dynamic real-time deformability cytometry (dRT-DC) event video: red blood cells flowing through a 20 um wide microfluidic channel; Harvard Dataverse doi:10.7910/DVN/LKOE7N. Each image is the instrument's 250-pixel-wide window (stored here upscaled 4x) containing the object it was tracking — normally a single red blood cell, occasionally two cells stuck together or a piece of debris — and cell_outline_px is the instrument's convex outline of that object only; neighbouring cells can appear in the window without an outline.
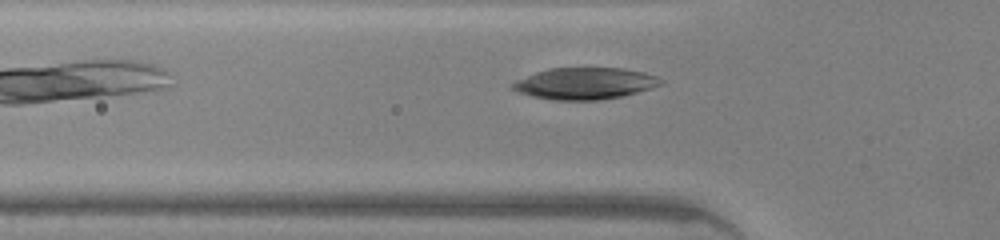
{"species": "common noctule bat (a hibernating species)", "species_latin": "Nyctalus noctula", "temperature_condition": "warm", "stored_images_in_passage": 26, "camera_frame_rate_fps": 3000, "um_per_image_px": 0.085, "animal": {"sex": "male", "body_mass_g": 20.0, "forearm_length_mm": 53.3}, "frame": {"image": 1, "passage_image": 3, "time_ms": 0.667, "image_size_px": [1000, 240], "cell_outline_px": [[664, 84], [652, 88], [624, 96], [600, 100], [552, 100], [532, 96], [516, 92], [508, 88], [508, 84], [516, 80], [536, 72], [548, 68], [620, 68], [644, 72], [656, 76], [664, 80]], "centroid_in_image_um": [49.69, 7.1], "position_along_channel_um": 76.1, "area_um2": 27.74}}
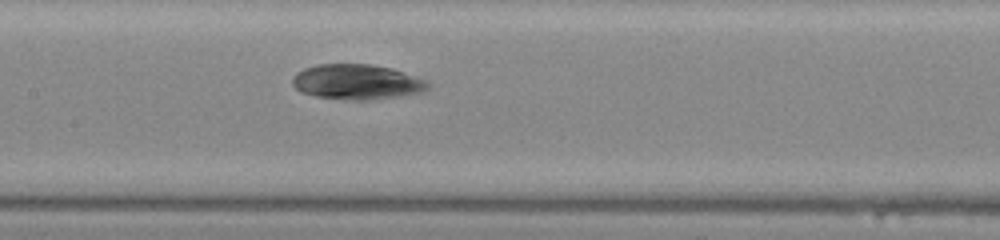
{"frame": {"image": 2, "passage_image": 10, "time_ms": 3.0, "image_size_px": [1000, 240], "cell_outline_px": [[432, 84], [428, 88], [420, 92], [396, 96], [368, 100], [352, 100], [316, 96], [300, 92], [292, 84], [292, 80], [296, 72], [304, 68], [316, 64], [372, 64], [392, 68], [424, 80]], "centroid_in_image_um": [30.29, 6.95], "position_along_channel_um": 177.1, "area_um2": 27.57}}
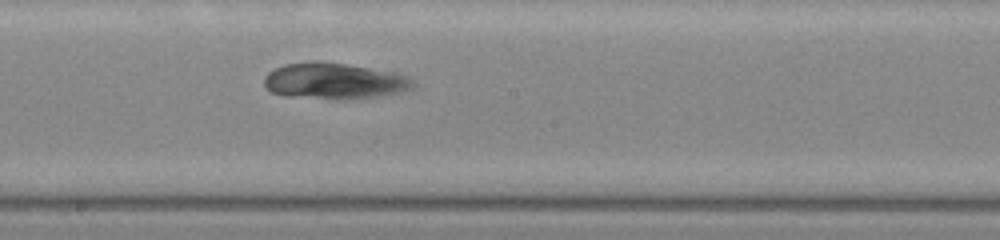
{"frame": {"image": 3, "passage_image": 13, "time_ms": 4.0, "image_size_px": [1000, 240], "cell_outline_px": [[416, 84], [412, 88], [380, 96], [344, 100], [336, 100], [284, 96], [272, 92], [264, 84], [264, 76], [268, 72], [284, 64], [316, 60], [320, 60], [396, 72], [408, 76]], "centroid_in_image_um": [28.39, 6.89], "position_along_channel_um": 219.8, "area_um2": 31.73}, "authors_computed_cell_mechanics": {"area_um2": 28.8711, "velocity_mm_per_s": 4.2858, "shape_relaxation_time_tau1_ms": 0.3083, "shape_relaxation_time_tau2_ms": null, "deformation_change_tau1": 0.0688, "deformation_change_tau2": null}}